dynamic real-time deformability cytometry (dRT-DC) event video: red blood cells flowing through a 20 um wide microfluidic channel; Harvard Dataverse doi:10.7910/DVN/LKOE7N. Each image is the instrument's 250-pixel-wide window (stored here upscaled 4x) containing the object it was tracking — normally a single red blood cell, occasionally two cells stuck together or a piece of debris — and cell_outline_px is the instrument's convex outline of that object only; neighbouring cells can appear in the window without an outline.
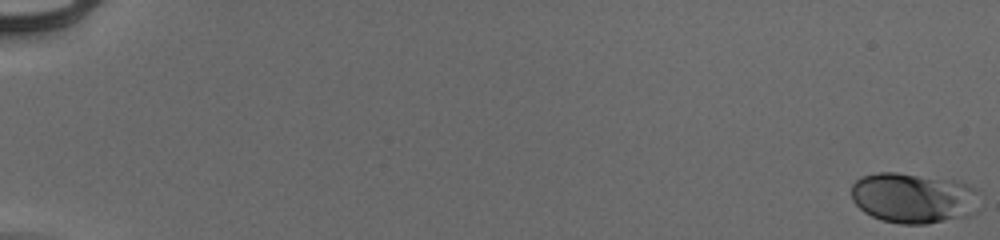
{"species": "human", "species_latin": "Homo sapiens", "temperature_condition": "cold", "stored_images_in_passage": 55, "camera_frame_rate_fps": 3000, "um_per_image_px": 0.085, "donor": {"sex": "male"}, "frame": {"image": 1, "passage_image": 1, "time_ms": 0.0, "image_size_px": [1000, 240], "cell_outline_px": [[976, 192], [968, 216], [924, 224], [900, 224], [880, 220], [864, 212], [852, 200], [852, 184], [860, 176], [880, 172], [896, 172], [952, 180], [968, 184], [976, 188]], "centroid_in_image_um": [77.52, 16.82], "position_along_channel_um": 7.5, "area_um2": 37.05}}
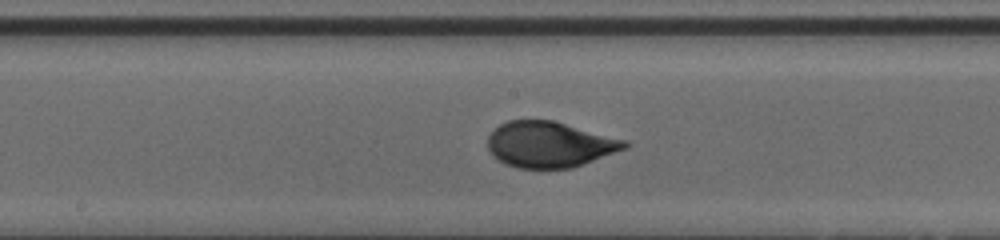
{"frame": {"image": 2, "passage_image": 32, "time_ms": 10.333, "image_size_px": [1000, 240], "cell_outline_px": [[632, 144], [628, 148], [572, 168], [516, 168], [504, 164], [492, 156], [488, 148], [488, 136], [500, 124], [508, 120], [552, 120], [628, 140]], "centroid_in_image_um": [46.74, 12.28], "position_along_channel_um": 201.5, "area_um2": 36.82}}
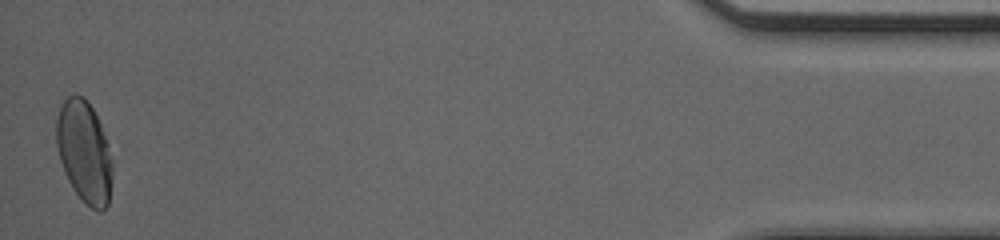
{"frame": {"image": 3, "passage_image": 55, "time_ms": 18.0, "image_size_px": [1000, 240], "cell_outline_px": [[112, 176], [108, 204], [100, 212], [92, 208], [72, 188], [68, 180], [60, 160], [56, 144], [56, 120], [60, 108], [64, 100], [68, 96], [76, 92], [84, 96], [92, 108], [100, 124], [108, 144], [112, 164]], "centroid_in_image_um": [7.15, 12.86], "position_along_channel_um": 428.0, "area_um2": 33.0}, "authors_computed_cell_mechanics": {"area_um2": 35.7782, "velocity_mm_per_s": 3.9425, "shape_relaxation_time_tau1_ms": 4.1364, "shape_relaxation_time_tau2_ms": null, "deformation_change_tau1": 0.1708, "deformation_change_tau2": null}}